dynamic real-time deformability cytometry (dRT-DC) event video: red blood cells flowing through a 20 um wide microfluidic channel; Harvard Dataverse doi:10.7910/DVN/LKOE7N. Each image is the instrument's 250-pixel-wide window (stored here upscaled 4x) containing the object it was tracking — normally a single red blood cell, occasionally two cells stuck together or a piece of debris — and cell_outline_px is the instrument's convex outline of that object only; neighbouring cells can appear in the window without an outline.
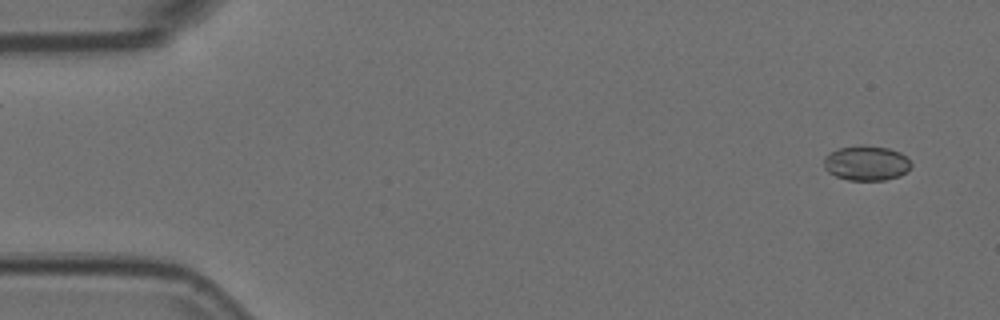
{"species": "Egyptian fruit bat (a non-hibernating species)", "species_latin": "Rousettus aegyptiacus", "temperature_condition": "room temperature", "stored_images_in_passage": 2, "camera_frame_rate_fps": 3000, "um_per_image_px": 0.085, "animal": {"sex": "female"}, "frame": {"image": 1, "passage_image": 2, "time_ms": 0.333, "image_size_px": [1000, 320], "cell_outline_px": [[912, 164], [908, 172], [900, 176], [884, 180], [848, 180], [836, 176], [828, 172], [824, 168], [824, 156], [828, 152], [840, 148], [860, 144], [888, 148], [900, 152]], "centroid_in_image_um": [73.62, 13.86], "position_along_channel_um": 11.4, "area_um2": 17.92}}